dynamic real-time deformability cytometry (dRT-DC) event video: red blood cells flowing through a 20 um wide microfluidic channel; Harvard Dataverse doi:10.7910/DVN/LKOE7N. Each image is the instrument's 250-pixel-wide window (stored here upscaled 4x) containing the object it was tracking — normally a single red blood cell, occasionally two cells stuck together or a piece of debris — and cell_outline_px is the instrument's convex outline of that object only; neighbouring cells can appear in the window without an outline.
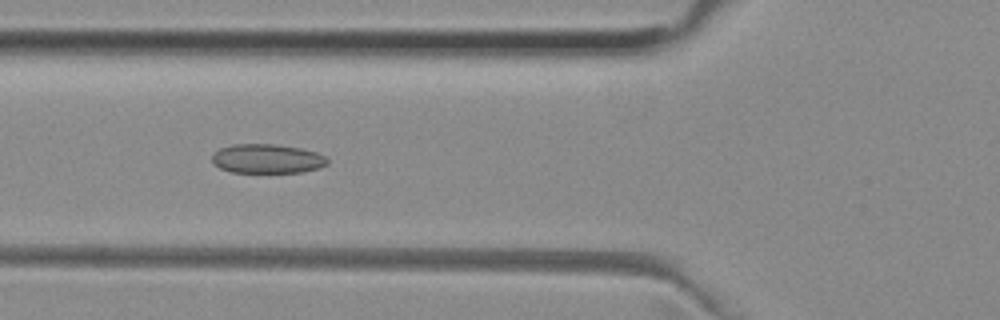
{"species": "common noctule bat (a hibernating species)", "species_latin": "Nyctalus noctula", "temperature_condition": "room temperature", "stored_images_in_passage": 42, "camera_frame_rate_fps": 3000, "um_per_image_px": 0.085, "animal": {"sex": "female", "body_mass_g": 29.2, "forearm_length_mm": 56.3}, "frame": {"image": 1, "passage_image": 9, "time_ms": 2.667, "image_size_px": [1000, 320], "cell_outline_px": [[328, 164], [320, 168], [300, 172], [232, 172], [220, 168], [212, 164], [212, 152], [220, 148], [232, 144], [276, 144], [300, 148], [316, 152], [324, 156], [328, 160]], "centroid_in_image_um": [22.67, 13.48], "position_along_channel_um": 103.1, "area_um2": 19.77}}
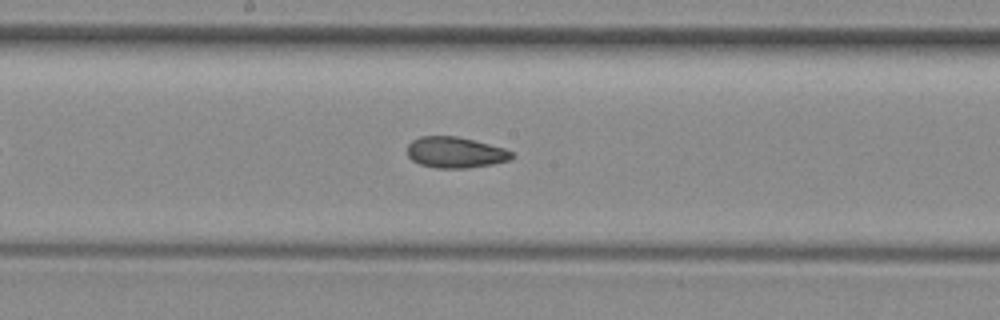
{"frame": {"image": 2, "passage_image": 17, "time_ms": 5.333, "image_size_px": [1000, 320], "cell_outline_px": [[516, 156], [508, 160], [492, 164], [468, 168], [436, 168], [420, 164], [412, 160], [408, 156], [408, 144], [412, 140], [420, 136], [456, 136], [504, 148], [512, 152]], "centroid_in_image_um": [38.69, 12.96], "position_along_channel_um": 209.5, "area_um2": 18.79}}
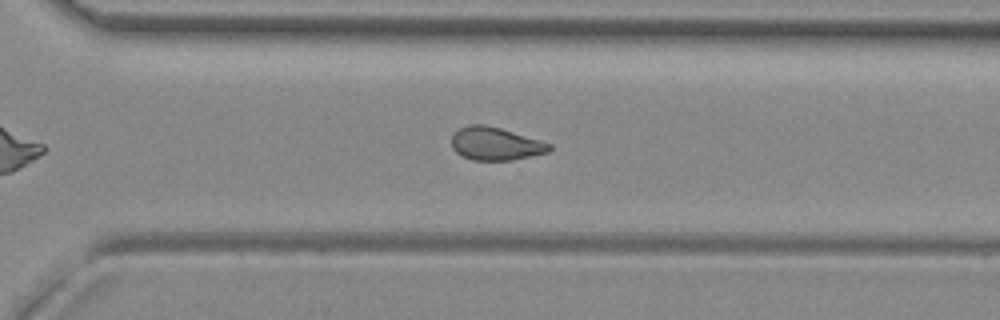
{"frame": {"image": 3, "passage_image": 26, "time_ms": 8.333, "image_size_px": [1000, 320], "cell_outline_px": [[552, 148], [548, 152], [512, 160], [472, 160], [456, 152], [452, 148], [452, 136], [460, 128], [468, 124], [484, 124], [500, 128], [552, 144]], "centroid_in_image_um": [42.11, 12.21], "position_along_channel_um": 328.5, "area_um2": 18.61}, "authors_computed_cell_mechanics": {"area_um2": 19.363, "velocity_mm_per_s": 3.9725, "shape_relaxation_time_tau1_ms": null, "shape_relaxation_time_tau2_ms": 2.8627, "deformation_change_tau1": null, "deformation_change_tau2": 0.09}}